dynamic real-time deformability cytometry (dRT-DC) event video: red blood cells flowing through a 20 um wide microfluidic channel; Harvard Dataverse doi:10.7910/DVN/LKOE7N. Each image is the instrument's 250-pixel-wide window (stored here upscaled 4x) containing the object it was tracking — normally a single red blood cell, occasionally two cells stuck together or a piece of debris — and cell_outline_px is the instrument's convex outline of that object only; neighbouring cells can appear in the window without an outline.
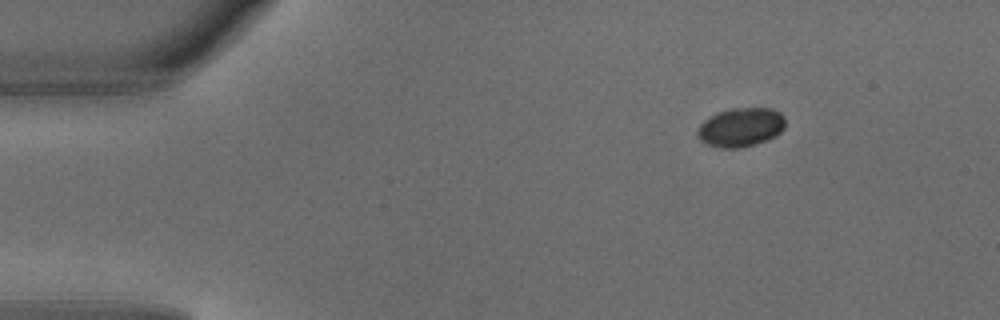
{"species": "common noctule bat (a hibernating species)", "species_latin": "Nyctalus noctula", "temperature_condition": "warm", "stored_images_in_passage": 3, "camera_frame_rate_fps": 3000, "um_per_image_px": 0.085, "animal": {"sex": "male", "body_mass_g": 18.8}, "frame": {"image": 1, "passage_image": 1, "time_ms": 0.0, "image_size_px": [1000, 320], "cell_outline_px": [[784, 128], [776, 136], [768, 140], [740, 148], [720, 148], [708, 144], [700, 140], [696, 136], [696, 132], [700, 124], [708, 116], [716, 112], [732, 108], [772, 108], [780, 112], [784, 116]], "centroid_in_image_um": [62.95, 10.81], "position_along_channel_um": 22.1, "area_um2": 20.17}}